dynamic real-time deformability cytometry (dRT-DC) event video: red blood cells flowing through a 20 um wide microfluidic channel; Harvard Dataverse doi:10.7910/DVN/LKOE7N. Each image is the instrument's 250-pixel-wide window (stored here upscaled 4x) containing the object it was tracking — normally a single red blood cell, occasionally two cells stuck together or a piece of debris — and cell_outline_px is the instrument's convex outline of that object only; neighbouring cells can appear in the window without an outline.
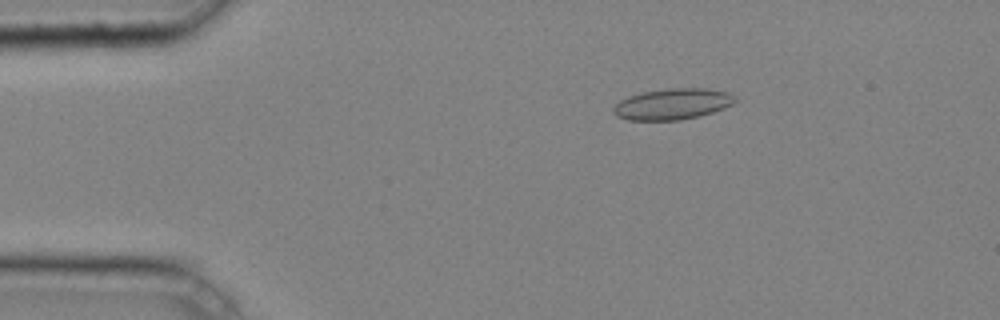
{"species": "common noctule bat (a hibernating species)", "species_latin": "Nyctalus noctula", "temperature_condition": "cold", "stored_images_in_passage": 42, "camera_frame_rate_fps": 3000, "um_per_image_px": 0.085, "animal": {"sex": "male", "body_mass_g": 20.4}, "frame": {"image": 1, "passage_image": 8, "time_ms": 2.333, "image_size_px": [1000, 320], "cell_outline_px": [[736, 100], [732, 104], [724, 108], [712, 112], [680, 120], [628, 120], [616, 116], [612, 112], [612, 108], [620, 100], [628, 96], [644, 92], [668, 88], [704, 88], [728, 92]], "centroid_in_image_um": [57.12, 8.84], "position_along_channel_um": 27.9, "area_um2": 21.85}}
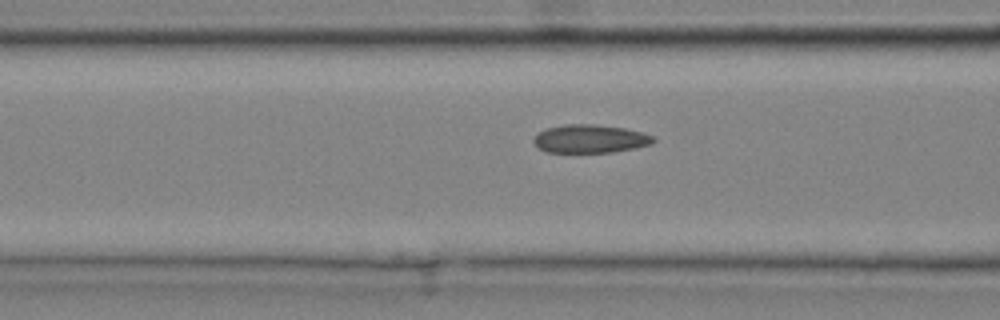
{"frame": {"image": 2, "passage_image": 18, "time_ms": 5.667, "image_size_px": [1000, 320], "cell_outline_px": [[656, 140], [652, 144], [636, 148], [612, 152], [548, 152], [540, 148], [532, 140], [540, 132], [548, 128], [564, 124], [592, 124], [624, 128], [640, 132], [652, 136]], "centroid_in_image_um": [50.19, 11.8], "position_along_channel_um": 116.4, "area_um2": 19.48}}
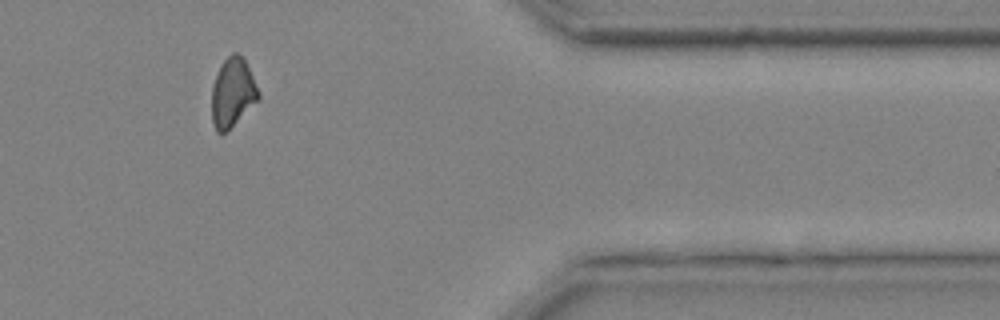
{"frame": {"image": 3, "passage_image": 39, "time_ms": 12.667, "image_size_px": [1000, 320], "cell_outline_px": [[260, 100], [228, 132], [216, 132], [212, 124], [212, 84], [220, 64], [232, 52], [236, 52], [244, 56], [260, 92]], "centroid_in_image_um": [19.79, 7.88], "position_along_channel_um": 391.6, "area_um2": 19.48}, "authors_computed_cell_mechanics": {"area_um2": 19.7965, "velocity_mm_per_s": 4.2709, "shape_relaxation_time_tau1_ms": null, "shape_relaxation_time_tau2_ms": 4.2184, "deformation_change_tau1": null, "deformation_change_tau2": 0.1118}}